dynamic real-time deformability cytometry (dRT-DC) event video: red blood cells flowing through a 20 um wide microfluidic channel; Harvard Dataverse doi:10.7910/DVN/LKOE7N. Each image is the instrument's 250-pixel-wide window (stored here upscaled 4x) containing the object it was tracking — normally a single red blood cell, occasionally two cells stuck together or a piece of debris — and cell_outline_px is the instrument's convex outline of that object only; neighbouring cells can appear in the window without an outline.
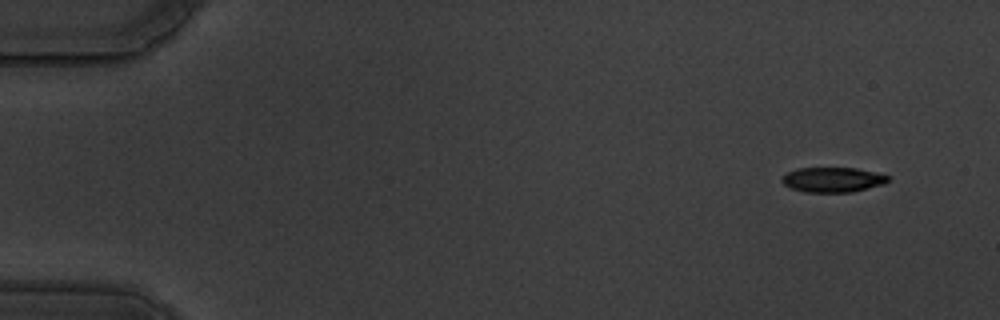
{"species": "common noctule bat (a hibernating species)", "species_latin": "Nyctalus noctula", "temperature_condition": "warm", "stored_images_in_passage": 55, "camera_frame_rate_fps": 3000, "um_per_image_px": 0.085, "animal": {"sex": "male", "body_mass_g": 19.5, "forearm_length_mm": 54.6}, "frame": {"image": 1, "passage_image": 1, "time_ms": 0.0, "image_size_px": [1000, 320], "cell_outline_px": [[892, 176], [884, 184], [852, 192], [804, 192], [788, 188], [780, 180], [788, 172], [796, 168], [856, 168]], "centroid_in_image_um": [70.77, 15.28], "position_along_channel_um": 14.2, "area_um2": 15.49}}
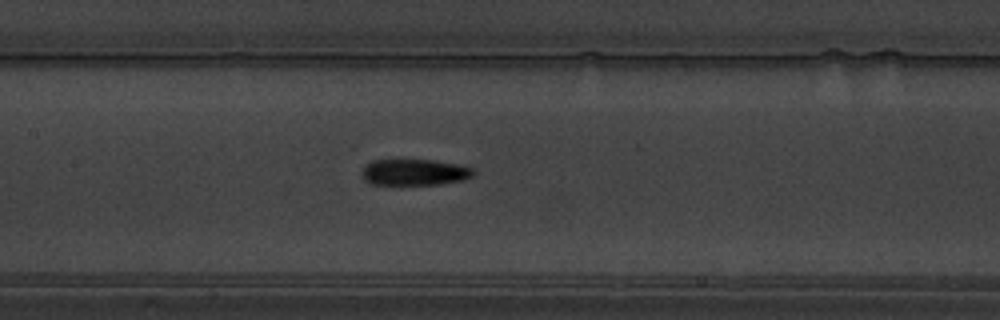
{"frame": {"image": 2, "passage_image": 25, "time_ms": 8.0, "image_size_px": [1000, 320], "cell_outline_px": [[476, 172], [472, 176], [464, 180], [440, 184], [372, 184], [364, 180], [364, 168], [372, 160], [432, 160], [456, 164], [472, 168]], "centroid_in_image_um": [35.28, 14.64], "position_along_channel_um": 172.1, "area_um2": 16.76}}
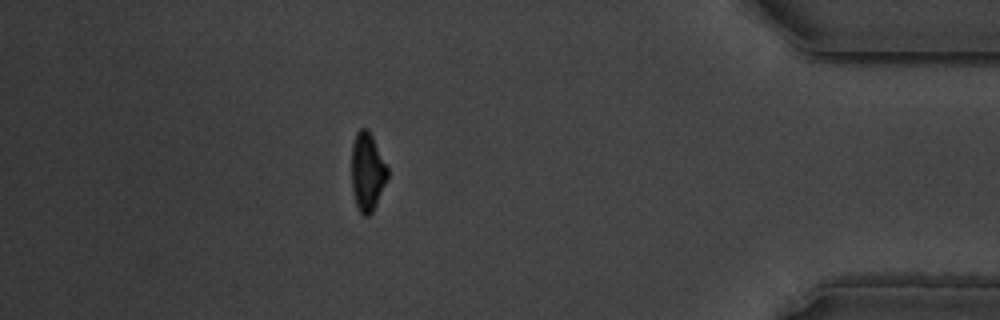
{"frame": {"image": 3, "passage_image": 48, "time_ms": 15.667, "image_size_px": [1000, 320], "cell_outline_px": [[388, 176], [376, 204], [372, 212], [368, 216], [364, 216], [360, 212], [356, 204], [352, 188], [352, 144], [356, 132], [360, 128], [368, 128], [388, 168]], "centroid_in_image_um": [31.21, 14.58], "position_along_channel_um": 404.0, "area_um2": 16.24}, "authors_computed_cell_mechanics": {"area_um2": 17.051, "velocity_mm_per_s": 3.539, "shape_relaxation_time_tau1_ms": 2.7727, "shape_relaxation_time_tau2_ms": 3.1667, "deformation_change_tau1": 0.1811, "deformation_change_tau2": 0.106}}